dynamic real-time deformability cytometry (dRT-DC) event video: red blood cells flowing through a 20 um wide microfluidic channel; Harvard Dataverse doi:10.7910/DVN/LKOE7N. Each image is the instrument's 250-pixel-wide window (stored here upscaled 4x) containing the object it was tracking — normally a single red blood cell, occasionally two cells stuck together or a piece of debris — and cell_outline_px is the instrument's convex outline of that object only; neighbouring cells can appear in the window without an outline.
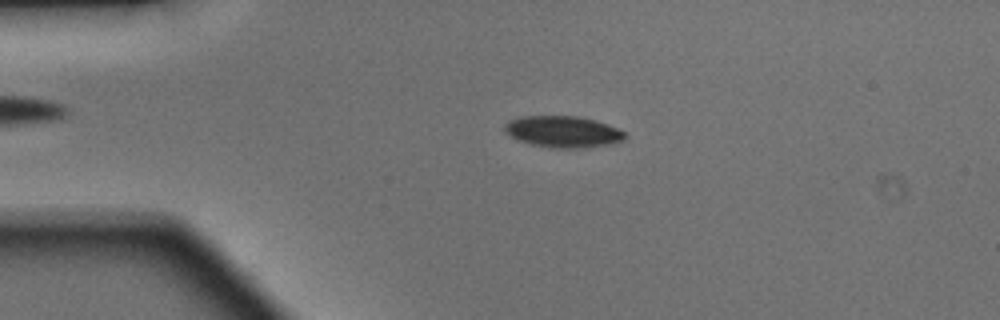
{"species": "Egyptian fruit bat (a non-hibernating species)", "species_latin": "Rousettus aegyptiacus", "temperature_condition": "warm", "stored_images_in_passage": 48, "camera_frame_rate_fps": 3000, "um_per_image_px": 0.085, "animal": {"sex": "male"}, "frame": {"image": 1, "passage_image": 10, "time_ms": 3.0, "image_size_px": [1000, 320], "cell_outline_px": [[628, 136], [624, 140], [608, 144], [584, 148], [552, 148], [532, 144], [520, 140], [504, 132], [504, 124], [508, 120], [520, 116], [580, 116], [596, 120], [608, 124], [624, 132]], "centroid_in_image_um": [47.86, 11.18], "position_along_channel_um": 37.1, "area_um2": 22.14}}
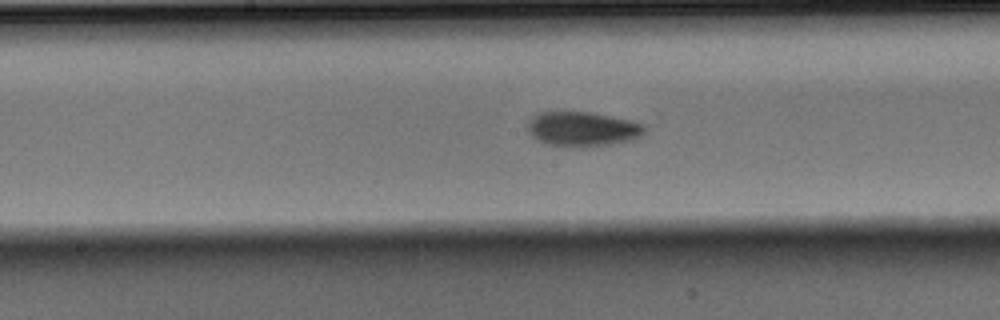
{"frame": {"image": 2, "passage_image": 24, "time_ms": 7.667, "image_size_px": [1000, 320], "cell_outline_px": [[648, 128], [640, 136], [632, 140], [584, 148], [544, 144], [536, 140], [528, 132], [528, 120], [532, 116], [540, 112], [592, 112], [632, 120], [644, 124]], "centroid_in_image_um": [49.51, 10.97], "position_along_channel_um": 198.7, "area_um2": 23.99}}
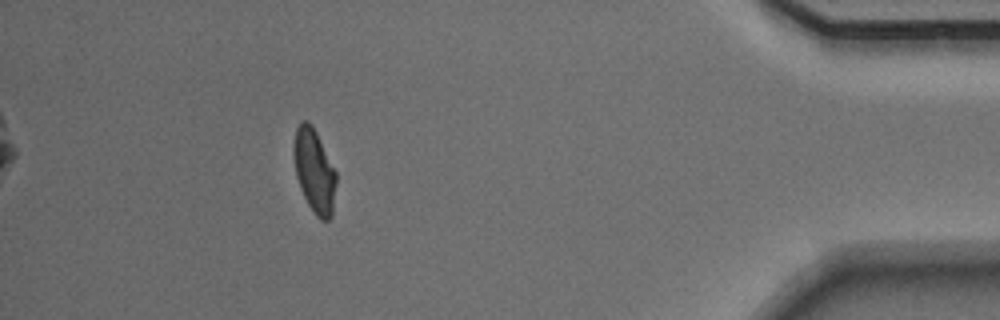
{"frame": {"image": 3, "passage_image": 43, "time_ms": 14.0, "image_size_px": [1000, 320], "cell_outline_px": [[336, 184], [332, 216], [328, 220], [320, 220], [316, 216], [308, 204], [300, 188], [296, 176], [292, 156], [292, 144], [296, 128], [304, 120], [308, 120], [312, 124], [336, 172]], "centroid_in_image_um": [26.69, 14.52], "position_along_channel_um": 408.5, "area_um2": 20.87}, "authors_computed_cell_mechanics": {"area_um2": 21.9062, "velocity_mm_per_s": 4.1486, "shape_relaxation_time_tau1_ms": 2.7604, "shape_relaxation_time_tau2_ms": 6.252, "deformation_change_tau1": 0.1387, "deformation_change_tau2": 0.1012}}